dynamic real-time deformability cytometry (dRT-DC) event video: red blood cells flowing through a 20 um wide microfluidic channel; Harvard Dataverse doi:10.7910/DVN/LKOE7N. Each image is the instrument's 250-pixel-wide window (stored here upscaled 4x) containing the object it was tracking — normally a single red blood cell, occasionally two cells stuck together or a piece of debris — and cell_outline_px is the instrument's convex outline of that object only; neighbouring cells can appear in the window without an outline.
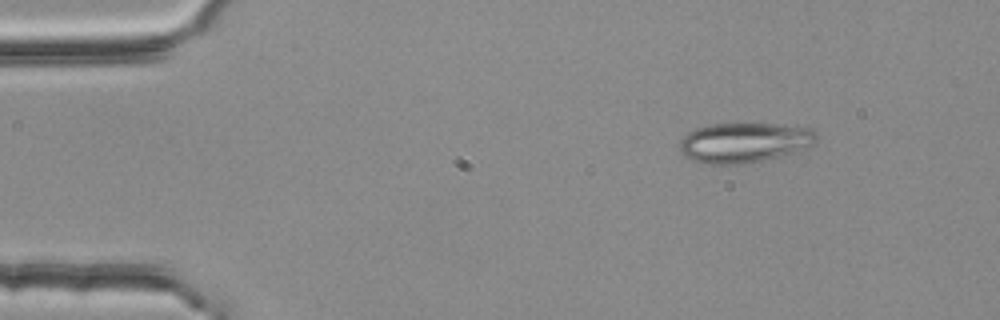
{"species": "common noctule bat (a hibernating species)", "species_latin": "Nyctalus noctula", "temperature_condition": "room temperature", "stored_images_in_passage": 3, "camera_frame_rate_fps": 3000, "um_per_image_px": 0.085, "animal": {"sex": "female", "body_mass_g": 25.1}, "frame": {"image": 1, "passage_image": 1, "time_ms": 0.0, "image_size_px": [1000, 320], "cell_outline_px": [[816, 140], [812, 144], [792, 152], [760, 160], [740, 164], [704, 164], [680, 152], [680, 140], [688, 132], [696, 128], [708, 124], [772, 124], [812, 128], [816, 132]], "centroid_in_image_um": [63.22, 12.1], "position_along_channel_um": 21.8, "area_um2": 31.21}}